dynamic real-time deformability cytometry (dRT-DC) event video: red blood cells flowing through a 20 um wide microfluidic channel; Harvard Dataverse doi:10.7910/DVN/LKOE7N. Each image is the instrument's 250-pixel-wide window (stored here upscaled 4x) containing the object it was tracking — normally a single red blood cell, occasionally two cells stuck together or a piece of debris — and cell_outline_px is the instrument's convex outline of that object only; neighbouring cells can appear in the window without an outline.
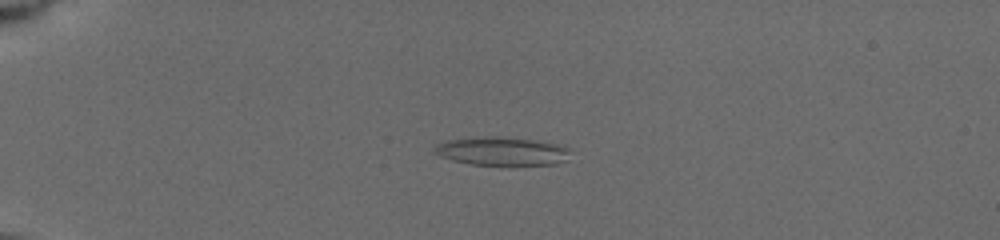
{"species": "common noctule bat (a hibernating species)", "species_latin": "Nyctalus noctula", "temperature_condition": "cold", "stored_images_in_passage": 9, "camera_frame_rate_fps": 3000, "um_per_image_px": 0.085, "animal": {"sex": "female", "body_mass_g": 19.5, "forearm_length_mm": 54.1}, "frame": {"image": 1, "passage_image": 6, "time_ms": 4.0, "image_size_px": [1000, 240], "cell_outline_px": [[568, 160], [552, 164], [472, 164], [440, 156], [436, 152], [436, 148], [440, 144], [452, 140], [496, 136], [500, 136], [532, 140], [552, 144], [568, 148]], "centroid_in_image_um": [42.71, 12.85], "position_along_channel_um": 42.3, "area_um2": 21.33}}
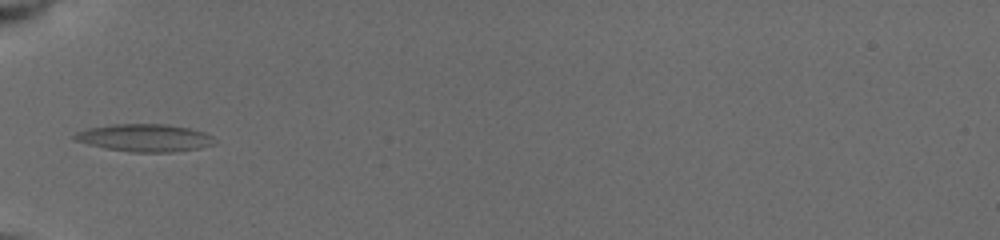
{"frame": {"image": 2, "passage_image": 8, "time_ms": 6.0, "image_size_px": [1000, 240], "cell_outline_px": [[212, 144], [200, 148], [172, 152], [132, 152], [108, 148], [88, 144], [72, 140], [72, 136], [76, 132], [88, 128], [112, 124], [168, 124], [188, 128], [204, 132], [212, 136]], "centroid_in_image_um": [12.25, 11.71], "position_along_channel_um": 72.8, "area_um2": 22.31}}